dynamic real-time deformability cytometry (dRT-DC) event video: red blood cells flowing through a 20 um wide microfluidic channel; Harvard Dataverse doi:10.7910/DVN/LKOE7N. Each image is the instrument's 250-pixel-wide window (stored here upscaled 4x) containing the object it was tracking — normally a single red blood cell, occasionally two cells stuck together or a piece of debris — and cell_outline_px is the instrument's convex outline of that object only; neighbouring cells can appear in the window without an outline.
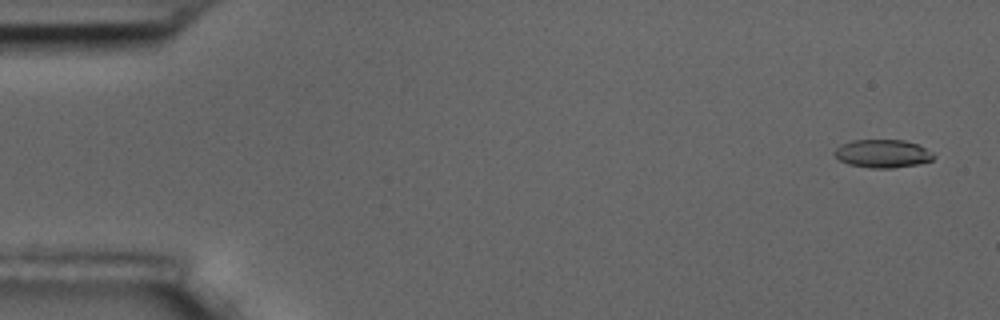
{"species": "common noctule bat (a hibernating species)", "species_latin": "Nyctalus noctula", "temperature_condition": "room temperature", "stored_images_in_passage": 12, "camera_frame_rate_fps": 3000, "um_per_image_px": 0.085, "animal": {"sex": "male", "body_mass_g": 17.5, "forearm_length_mm": 52.3}, "frame": {"image": 1, "passage_image": 3, "time_ms": 0.667, "image_size_px": [1000, 320], "cell_outline_px": [[936, 156], [932, 160], [916, 164], [892, 168], [868, 168], [848, 164], [840, 160], [832, 152], [840, 144], [852, 140], [904, 140], [916, 144], [924, 148]], "centroid_in_image_um": [74.97, 13.06], "position_along_channel_um": 10.0, "area_um2": 16.18}}